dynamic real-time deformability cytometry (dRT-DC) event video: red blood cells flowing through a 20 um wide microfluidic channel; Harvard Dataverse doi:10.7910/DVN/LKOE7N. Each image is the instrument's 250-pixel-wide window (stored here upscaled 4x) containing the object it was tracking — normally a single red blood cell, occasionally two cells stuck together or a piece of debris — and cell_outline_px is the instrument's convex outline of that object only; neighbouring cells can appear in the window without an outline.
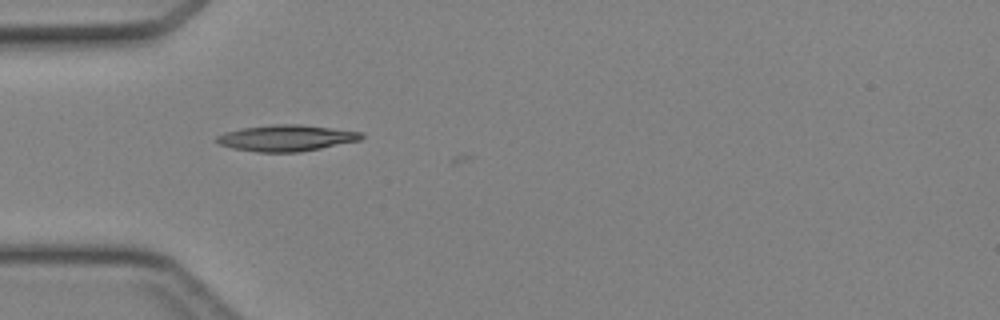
{"species": "Egyptian fruit bat (a non-hibernating species)", "species_latin": "Rousettus aegyptiacus", "temperature_condition": "cold", "stored_images_in_passage": 16, "camera_frame_rate_fps": 3000, "um_per_image_px": 0.085, "animal": {"sex": "female"}, "frame": {"image": 1, "passage_image": 15, "time_ms": 4.667, "image_size_px": [1000, 320], "cell_outline_px": [[364, 136], [360, 140], [300, 152], [260, 152], [232, 148], [220, 144], [212, 140], [216, 136], [224, 132], [244, 128], [272, 124], [300, 124], [364, 132]], "centroid_in_image_um": [24.32, 11.73], "position_along_channel_um": 60.7, "area_um2": 22.14}}